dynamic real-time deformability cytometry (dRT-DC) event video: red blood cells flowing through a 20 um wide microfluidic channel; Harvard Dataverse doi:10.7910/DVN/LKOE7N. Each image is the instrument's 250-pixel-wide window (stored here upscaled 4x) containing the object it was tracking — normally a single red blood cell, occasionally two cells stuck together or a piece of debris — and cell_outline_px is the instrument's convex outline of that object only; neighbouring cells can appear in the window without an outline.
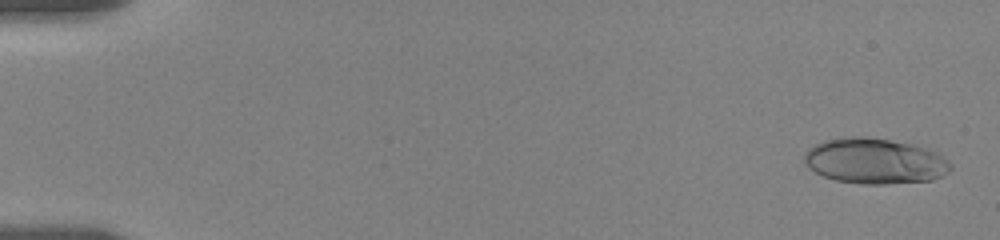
{"species": "human", "species_latin": "Homo sapiens", "temperature_condition": "room temperature", "stored_images_in_passage": 37, "camera_frame_rate_fps": 3000, "um_per_image_px": 0.085, "donor": {"sex": "female"}, "frame": {"image": 1, "passage_image": 2, "time_ms": 0.333, "image_size_px": [1000, 240], "cell_outline_px": [[952, 168], [948, 172], [932, 180], [884, 184], [864, 184], [836, 180], [824, 176], [808, 168], [804, 164], [804, 152], [808, 148], [824, 140], [852, 136], [864, 136], [912, 144], [940, 152], [952, 164]], "centroid_in_image_um": [74.37, 13.68], "position_along_channel_um": 10.6, "area_um2": 39.02}}
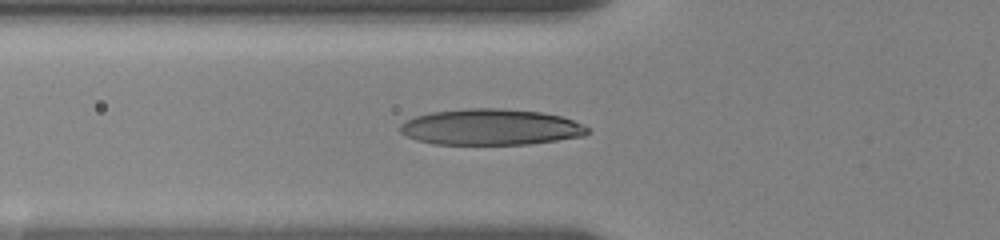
{"frame": {"image": 2, "passage_image": 22, "time_ms": 6.667, "image_size_px": [1000, 240], "cell_outline_px": [[588, 132], [584, 136], [532, 144], [432, 144], [416, 140], [400, 132], [400, 124], [416, 116], [432, 112], [468, 108], [496, 108], [540, 112], [560, 116], [584, 124], [588, 128]], "centroid_in_image_um": [41.72, 10.81], "position_along_channel_um": 84.1, "area_um2": 39.25}}
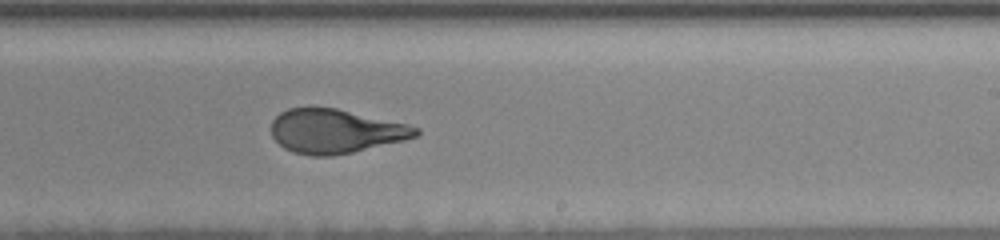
{"frame": {"image": 3, "passage_image": 37, "time_ms": 11.667, "image_size_px": [1000, 240], "cell_outline_px": [[420, 132], [416, 136], [404, 140], [352, 152], [332, 156], [312, 156], [292, 152], [284, 148], [272, 136], [272, 120], [280, 112], [288, 108], [336, 108], [408, 124], [420, 128]], "centroid_in_image_um": [28.51, 11.15], "position_along_channel_um": 260.5, "area_um2": 36.93}}